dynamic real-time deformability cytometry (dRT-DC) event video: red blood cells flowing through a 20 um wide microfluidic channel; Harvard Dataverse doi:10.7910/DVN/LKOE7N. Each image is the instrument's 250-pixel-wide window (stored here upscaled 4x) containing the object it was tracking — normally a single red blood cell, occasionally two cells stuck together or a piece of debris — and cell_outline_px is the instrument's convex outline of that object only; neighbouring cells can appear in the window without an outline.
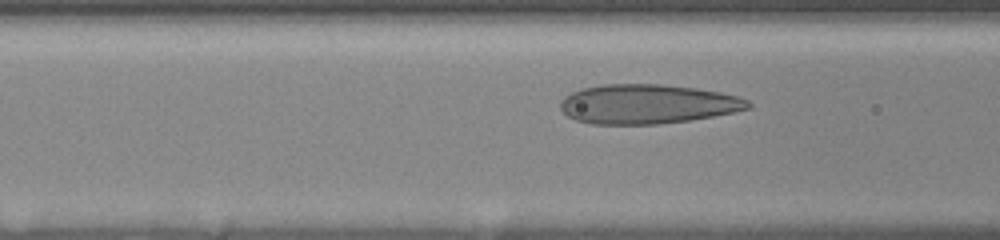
{"species": "human", "species_latin": "Homo sapiens", "temperature_condition": "room temperature", "stored_images_in_passage": 31, "camera_frame_rate_fps": 3000, "um_per_image_px": 0.085, "donor": {"sex": "female"}, "frame": {"image": 1, "passage_image": 11, "time_ms": 4.333, "image_size_px": [1000, 240], "cell_outline_px": [[752, 108], [712, 116], [688, 120], [660, 124], [592, 124], [576, 120], [568, 116], [560, 108], [560, 100], [564, 96], [572, 92], [584, 88], [604, 84], [660, 84], [696, 88], [720, 92], [736, 96], [748, 100], [752, 104]], "centroid_in_image_um": [55.02, 8.84], "position_along_channel_um": 111.6, "area_um2": 43.06}}
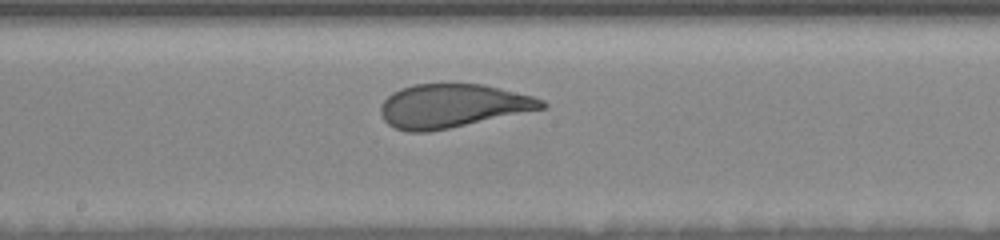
{"frame": {"image": 2, "passage_image": 17, "time_ms": 7.0, "image_size_px": [1000, 240], "cell_outline_px": [[548, 108], [428, 132], [408, 132], [396, 128], [388, 124], [384, 120], [380, 112], [380, 104], [392, 92], [400, 88], [412, 84], [484, 84], [532, 96], [544, 100], [548, 104]], "centroid_in_image_um": [38.46, 9.0], "position_along_channel_um": 209.7, "area_um2": 41.04}}
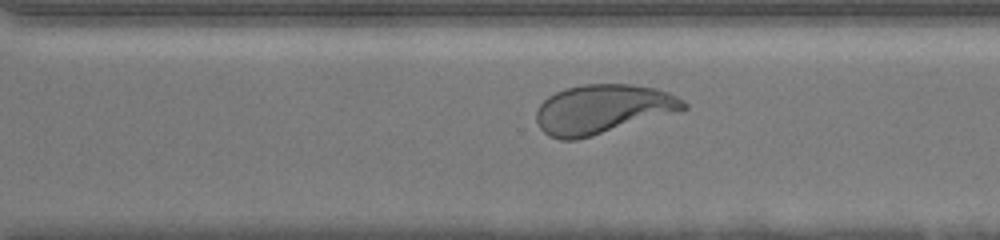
{"frame": {"image": 3, "passage_image": 24, "time_ms": 10.0, "image_size_px": [1000, 240], "cell_outline_px": [[688, 108], [592, 136], [576, 140], [560, 140], [548, 136], [540, 128], [536, 120], [536, 112], [540, 104], [548, 96], [564, 88], [584, 84], [632, 84], [656, 88], [668, 92], [684, 100], [688, 104]], "centroid_in_image_um": [51.19, 9.27], "position_along_channel_um": 319.4, "area_um2": 42.08}, "authors_computed_cell_mechanics": {"area_um2": 42.483, "velocity_mm_per_s": 3.6769, "shape_relaxation_time_tau1_ms": 4.6322, "shape_relaxation_time_tau2_ms": null, "deformation_change_tau1": 0.1733, "deformation_change_tau2": null}}